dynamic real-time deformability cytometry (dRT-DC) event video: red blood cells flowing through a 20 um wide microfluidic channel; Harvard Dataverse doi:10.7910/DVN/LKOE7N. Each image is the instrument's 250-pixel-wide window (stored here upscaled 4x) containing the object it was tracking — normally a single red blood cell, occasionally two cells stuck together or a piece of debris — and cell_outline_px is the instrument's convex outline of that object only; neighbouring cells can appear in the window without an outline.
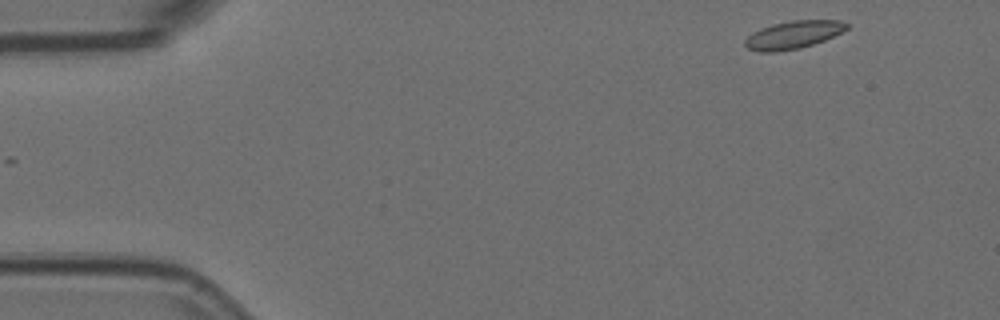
{"species": "Egyptian fruit bat (a non-hibernating species)", "species_latin": "Rousettus aegyptiacus", "temperature_condition": "room temperature", "stored_images_in_passage": 3, "camera_frame_rate_fps": 3000, "um_per_image_px": 0.085, "animal": {"sex": "female"}, "frame": {"image": 1, "passage_image": 1, "time_ms": 0.0, "image_size_px": [1000, 320], "cell_outline_px": [[848, 28], [824, 40], [800, 48], [776, 52], [760, 52], [748, 48], [744, 44], [744, 40], [752, 32], [760, 28], [772, 24], [792, 20], [840, 20], [848, 24]], "centroid_in_image_um": [67.39, 2.95], "position_along_channel_um": 17.6, "area_um2": 16.42}}